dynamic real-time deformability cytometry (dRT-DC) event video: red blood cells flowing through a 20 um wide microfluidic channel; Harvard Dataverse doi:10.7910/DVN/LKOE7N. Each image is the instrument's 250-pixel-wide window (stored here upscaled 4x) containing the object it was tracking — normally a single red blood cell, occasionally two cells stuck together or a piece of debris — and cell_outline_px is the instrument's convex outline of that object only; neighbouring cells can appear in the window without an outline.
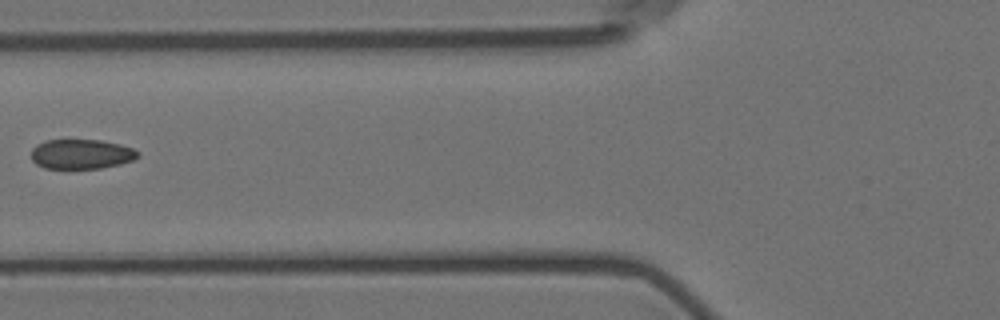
{"species": "Egyptian fruit bat (a non-hibernating species)", "species_latin": "Rousettus aegyptiacus", "temperature_condition": "room temperature", "stored_images_in_passage": 6, "camera_frame_rate_fps": 3000, "um_per_image_px": 0.085, "animal": {"sex": "female"}, "frame": {"image": 1, "passage_image": 3, "time_ms": 2.333, "image_size_px": [1000, 320], "cell_outline_px": [[140, 156], [132, 160], [120, 164], [100, 168], [44, 168], [36, 164], [32, 160], [32, 148], [36, 144], [44, 140], [100, 140], [120, 144], [132, 148], [140, 152]], "centroid_in_image_um": [6.91, 13.09], "position_along_channel_um": 118.9, "area_um2": 18.5}}
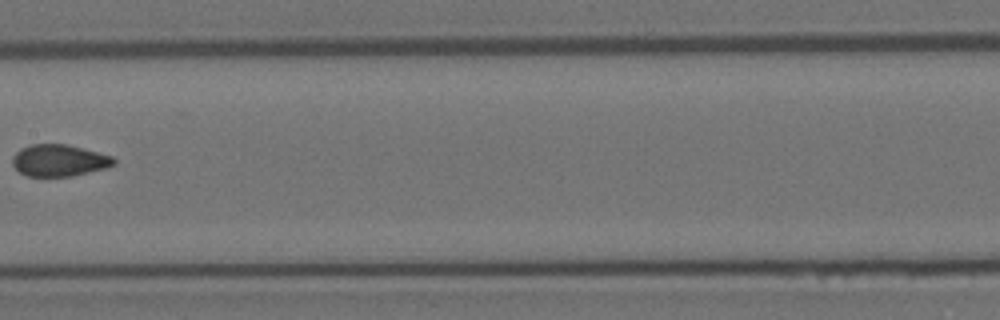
{"frame": {"image": 2, "passage_image": 5, "time_ms": 4.667, "image_size_px": [1000, 320], "cell_outline_px": [[116, 164], [104, 168], [72, 176], [24, 176], [12, 164], [12, 156], [20, 148], [32, 144], [68, 144], [112, 156], [116, 160]], "centroid_in_image_um": [5.0, 13.63], "position_along_channel_um": 202.4, "area_um2": 18.79}}
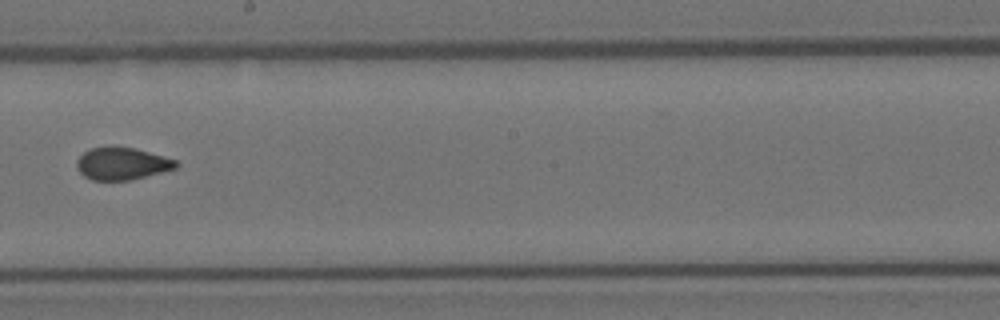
{"frame": {"image": 3, "passage_image": 6, "time_ms": 5.667, "image_size_px": [1000, 320], "cell_outline_px": [[180, 164], [176, 168], [132, 180], [92, 180], [84, 176], [76, 168], [76, 160], [88, 148], [108, 144], [112, 144], [132, 148], [148, 152], [176, 160]], "centroid_in_image_um": [10.32, 13.88], "position_along_channel_um": 237.9, "area_um2": 19.07}}